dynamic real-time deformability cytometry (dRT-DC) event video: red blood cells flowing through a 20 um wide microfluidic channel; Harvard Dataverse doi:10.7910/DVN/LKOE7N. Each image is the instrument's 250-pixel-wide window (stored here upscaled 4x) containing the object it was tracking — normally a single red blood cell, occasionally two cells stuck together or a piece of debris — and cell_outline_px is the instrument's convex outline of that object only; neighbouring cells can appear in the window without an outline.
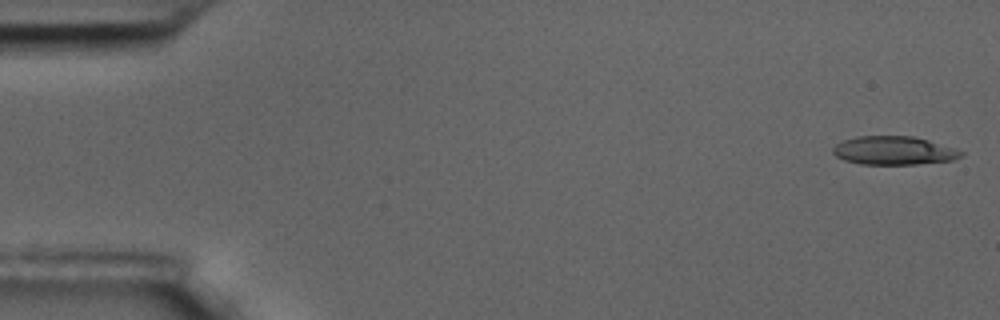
{"species": "common noctule bat (a hibernating species)", "species_latin": "Nyctalus noctula", "temperature_condition": "room temperature", "stored_images_in_passage": 57, "camera_frame_rate_fps": 3000, "um_per_image_px": 0.085, "animal": {"sex": "male", "body_mass_g": 17.5, "forearm_length_mm": 52.3}, "frame": {"image": 1, "passage_image": 1, "time_ms": 0.0, "image_size_px": [1000, 320], "cell_outline_px": [[964, 156], [952, 160], [916, 164], [860, 164], [844, 160], [836, 156], [832, 152], [832, 148], [836, 144], [844, 140], [856, 136], [912, 136], [928, 140], [956, 148], [964, 152]], "centroid_in_image_um": [75.98, 12.79], "position_along_channel_um": 9.0, "area_um2": 21.33}}
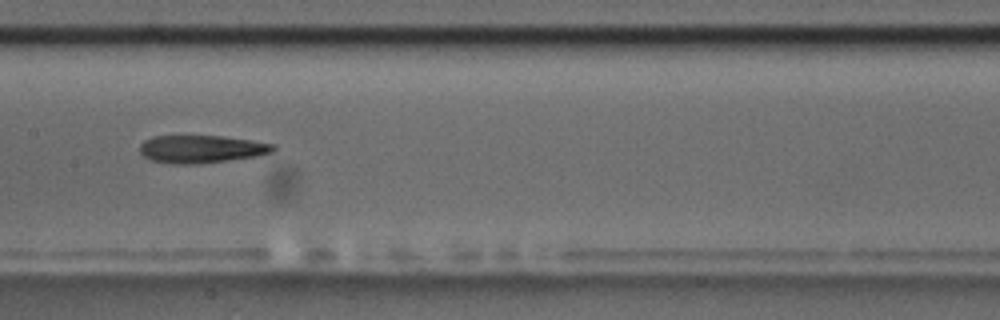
{"frame": {"image": 2, "passage_image": 28, "time_ms": 9.0, "image_size_px": [1000, 320], "cell_outline_px": [[276, 148], [272, 152], [256, 156], [200, 164], [172, 164], [152, 160], [144, 156], [140, 152], [140, 144], [144, 140], [152, 136], [224, 136], [252, 140], [276, 144]], "centroid_in_image_um": [17.13, 12.66], "position_along_channel_um": 190.3, "area_um2": 21.68}}
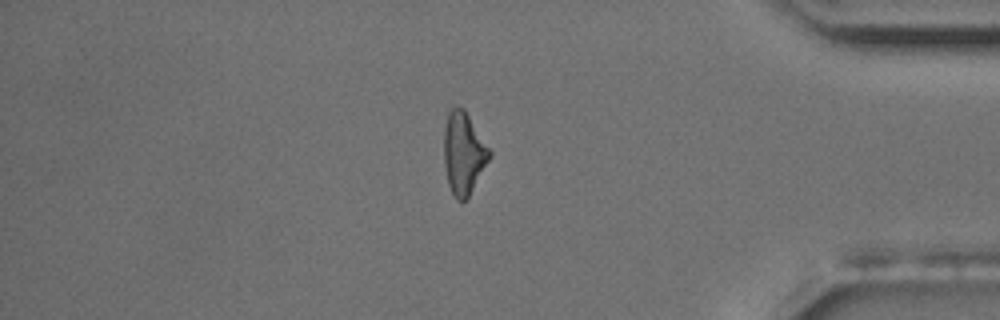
{"frame": {"image": 3, "passage_image": 48, "time_ms": 15.667, "image_size_px": [1000, 320], "cell_outline_px": [[492, 152], [488, 160], [468, 196], [464, 200], [456, 200], [448, 184], [444, 164], [444, 128], [448, 112], [456, 104], [460, 104], [464, 108]], "centroid_in_image_um": [39.38, 12.95], "position_along_channel_um": 395.8, "area_um2": 21.56}, "authors_computed_cell_mechanics": {"area_um2": 21.964, "velocity_mm_per_s": 3.5278, "shape_relaxation_time_tau1_ms": 7.1009, "shape_relaxation_time_tau2_ms": 2.9509, "deformation_change_tau1": 0.2193, "deformation_change_tau2": 0.1461}}